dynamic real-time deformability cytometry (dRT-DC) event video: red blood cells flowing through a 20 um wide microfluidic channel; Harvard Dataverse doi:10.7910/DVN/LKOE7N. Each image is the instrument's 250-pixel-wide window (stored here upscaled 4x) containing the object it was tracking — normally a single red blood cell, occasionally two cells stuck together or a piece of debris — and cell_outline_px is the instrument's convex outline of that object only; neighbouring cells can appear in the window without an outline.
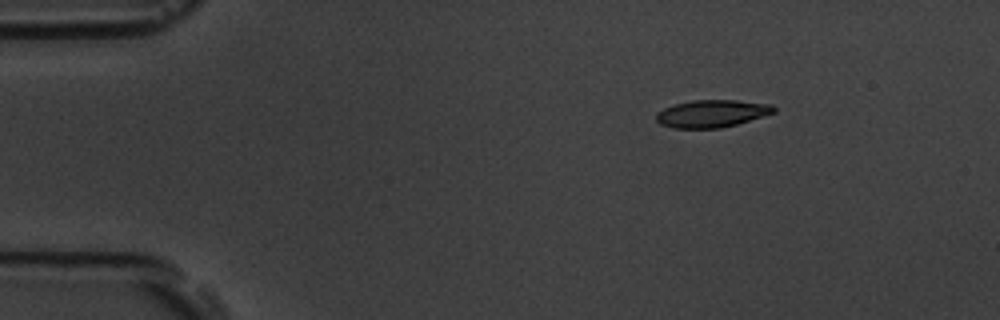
{"species": "common noctule bat (a hibernating species)", "species_latin": "Nyctalus noctula", "temperature_condition": "room temperature", "stored_images_in_passage": 47, "camera_frame_rate_fps": 3000, "um_per_image_px": 0.085, "animal": {"sex": "male", "body_mass_g": 19.5, "forearm_length_mm": 54.6}, "frame": {"image": 1, "passage_image": 1, "time_ms": 0.0, "image_size_px": [1000, 320], "cell_outline_px": [[776, 112], [736, 124], [720, 128], [672, 128], [660, 124], [656, 120], [656, 112], [664, 108], [676, 104], [692, 100], [736, 100], [772, 104], [776, 108]], "centroid_in_image_um": [60.5, 9.65], "position_along_channel_um": 24.5, "area_um2": 18.79}}
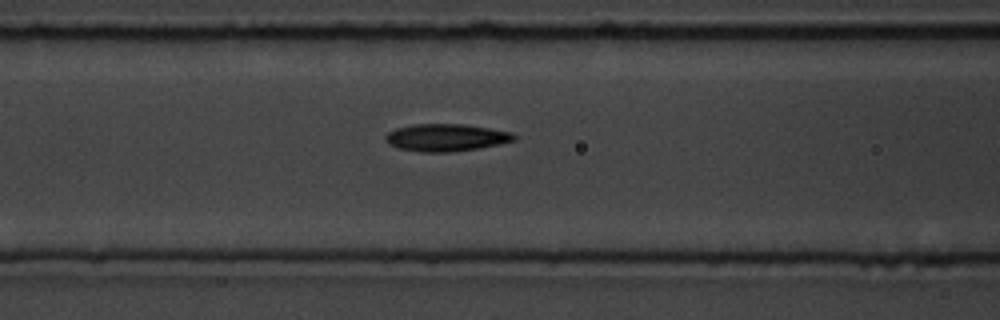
{"frame": {"image": 2, "passage_image": 15, "time_ms": 4.667, "image_size_px": [1000, 320], "cell_outline_px": [[516, 140], [480, 148], [452, 152], [420, 152], [400, 148], [388, 144], [384, 140], [384, 136], [388, 132], [396, 128], [412, 124], [460, 124], [488, 128], [512, 132], [516, 136]], "centroid_in_image_um": [37.89, 11.69], "position_along_channel_um": 128.7, "area_um2": 20.52}}
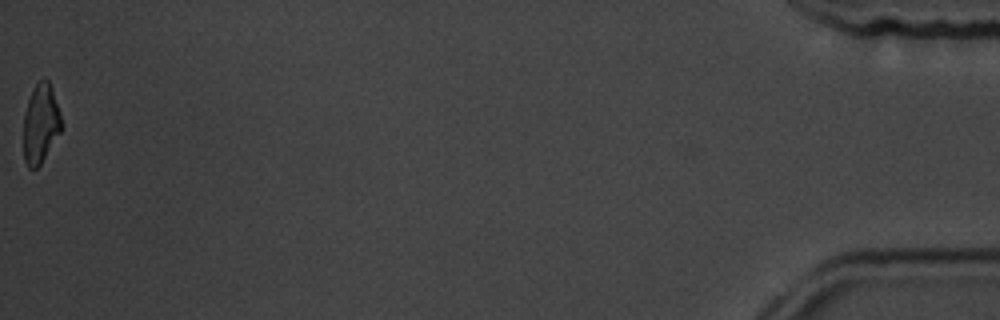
{"frame": {"image": 3, "passage_image": 47, "time_ms": 15.333, "image_size_px": [1000, 320], "cell_outline_px": [[60, 132], [40, 164], [36, 168], [28, 168], [24, 160], [24, 116], [28, 100], [32, 88], [44, 76], [48, 80], [52, 88], [60, 112]], "centroid_in_image_um": [3.44, 10.47], "position_along_channel_um": 431.8, "area_um2": 17.22}, "authors_computed_cell_mechanics": {"area_um2": 19.4786, "velocity_mm_per_s": 3.7919, "shape_relaxation_time_tau1_ms": 3.396, "shape_relaxation_time_tau2_ms": 5.3414, "deformation_change_tau1": 0.1469, "deformation_change_tau2": 0.1303}}